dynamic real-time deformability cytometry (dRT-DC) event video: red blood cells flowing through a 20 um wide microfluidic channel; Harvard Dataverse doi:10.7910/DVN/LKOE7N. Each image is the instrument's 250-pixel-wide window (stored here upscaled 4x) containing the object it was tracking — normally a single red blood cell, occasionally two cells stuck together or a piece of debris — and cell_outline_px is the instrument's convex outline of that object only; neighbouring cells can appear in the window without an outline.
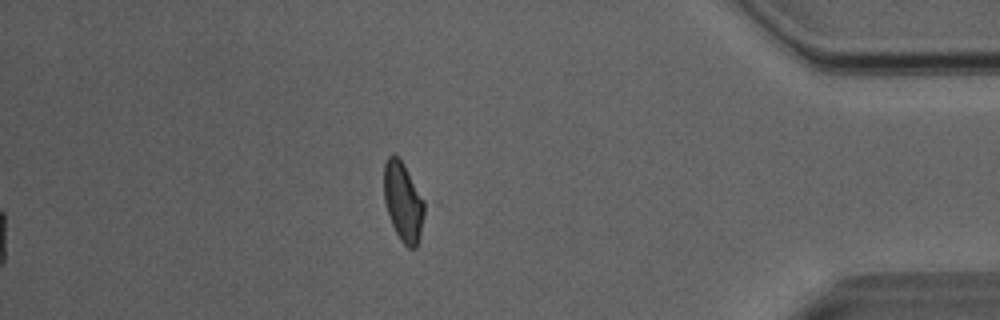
{"species": "Egyptian fruit bat (a non-hibernating species)", "species_latin": "Rousettus aegyptiacus", "temperature_condition": "room temperature", "stored_images_in_passage": 29, "camera_frame_rate_fps": 3000, "um_per_image_px": 0.085, "animal": {"sex": "male"}, "frame": {"image": 1, "passage_image": 29, "time_ms": 9.333, "image_size_px": [1000, 320], "cell_outline_px": [[424, 212], [420, 236], [416, 248], [408, 248], [400, 240], [392, 224], [384, 200], [384, 164], [388, 156], [392, 152], [404, 164], [424, 200]], "centroid_in_image_um": [34.26, 17.14], "position_along_channel_um": 400.9, "area_um2": 18.5}, "authors_computed_cell_mechanics": {"area_um2": 19.0162, "velocity_mm_per_s": 4.0607, "shape_relaxation_time_tau1_ms": null, "shape_relaxation_time_tau2_ms": 1.7162, "deformation_change_tau1": null, "deformation_change_tau2": 0.0652}}